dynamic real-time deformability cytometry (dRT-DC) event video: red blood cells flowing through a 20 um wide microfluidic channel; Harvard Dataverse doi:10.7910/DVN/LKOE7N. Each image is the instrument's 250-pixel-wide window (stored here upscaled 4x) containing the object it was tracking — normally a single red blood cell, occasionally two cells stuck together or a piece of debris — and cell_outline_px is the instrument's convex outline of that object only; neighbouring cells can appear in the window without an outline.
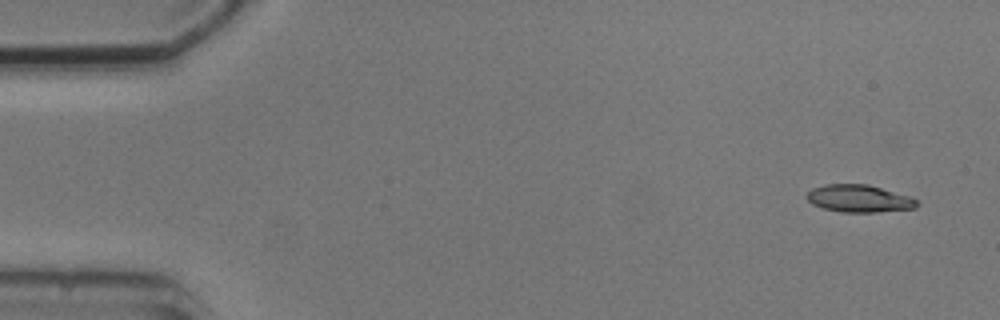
{"species": "common noctule bat (a hibernating species)", "species_latin": "Nyctalus noctula", "temperature_condition": "cold", "stored_images_in_passage": 5, "camera_frame_rate_fps": 3000, "um_per_image_px": 0.085, "animal": {"sex": "male", "body_mass_g": 20.5, "forearm_length_mm": 52.5}, "frame": {"image": 1, "passage_image": 1, "time_ms": 0.0, "image_size_px": [1000, 320], "cell_outline_px": [[920, 204], [916, 208], [876, 212], [844, 212], [824, 208], [812, 204], [804, 196], [812, 188], [824, 184], [868, 184], [908, 196], [920, 200]], "centroid_in_image_um": [73.03, 16.87], "position_along_channel_um": 12.0, "area_um2": 17.63}}
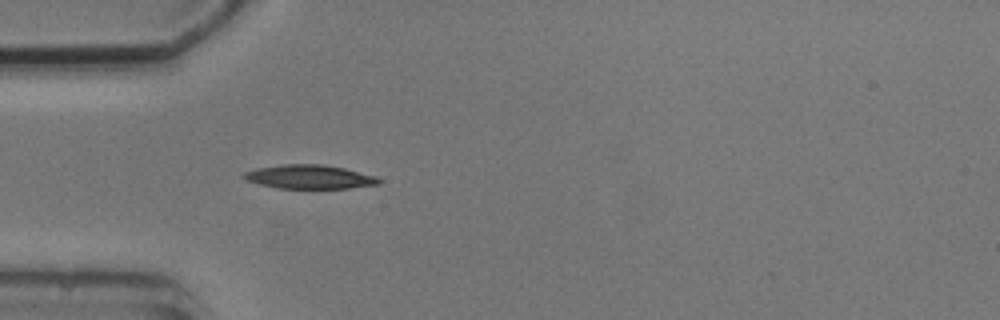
{"frame": {"image": 2, "passage_image": 5, "time_ms": 4.333, "image_size_px": [1000, 320], "cell_outline_px": [[384, 180], [380, 184], [348, 188], [276, 188], [260, 184], [248, 180], [240, 176], [244, 172], [256, 168], [280, 164], [324, 164], [344, 168], [376, 176]], "centroid_in_image_um": [26.32, 15.02], "position_along_channel_um": 58.7, "area_um2": 18.9}}